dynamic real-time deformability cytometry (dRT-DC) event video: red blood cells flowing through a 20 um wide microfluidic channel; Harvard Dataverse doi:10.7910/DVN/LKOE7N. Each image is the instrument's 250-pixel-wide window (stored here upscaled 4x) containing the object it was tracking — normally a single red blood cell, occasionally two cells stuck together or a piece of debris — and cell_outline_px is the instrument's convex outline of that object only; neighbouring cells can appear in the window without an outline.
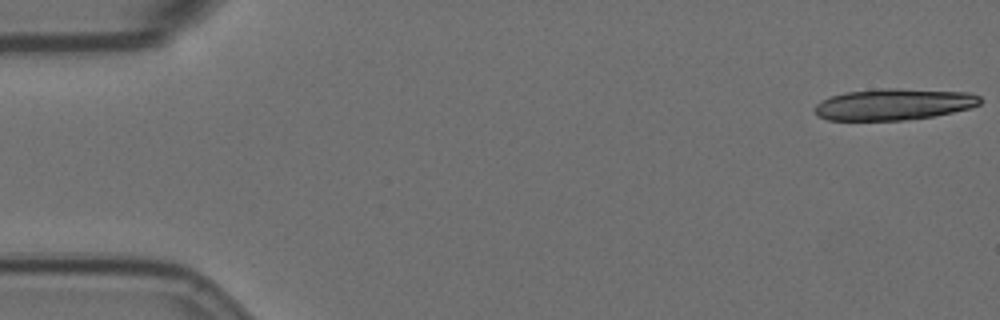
{"species": "Egyptian fruit bat (a non-hibernating species)", "species_latin": "Rousettus aegyptiacus", "temperature_condition": "room temperature", "stored_images_in_passage": 14, "camera_frame_rate_fps": 3000, "um_per_image_px": 0.085, "animal": {"sex": "female"}, "frame": {"image": 1, "passage_image": 1, "time_ms": 0.0, "image_size_px": [1000, 320], "cell_outline_px": [[980, 104], [968, 108], [952, 112], [932, 116], [904, 120], [828, 120], [820, 116], [816, 112], [816, 104], [820, 100], [844, 92], [880, 88], [896, 88], [968, 92], [980, 96]], "centroid_in_image_um": [75.96, 8.85], "position_along_channel_um": 9.0, "area_um2": 30.11}}